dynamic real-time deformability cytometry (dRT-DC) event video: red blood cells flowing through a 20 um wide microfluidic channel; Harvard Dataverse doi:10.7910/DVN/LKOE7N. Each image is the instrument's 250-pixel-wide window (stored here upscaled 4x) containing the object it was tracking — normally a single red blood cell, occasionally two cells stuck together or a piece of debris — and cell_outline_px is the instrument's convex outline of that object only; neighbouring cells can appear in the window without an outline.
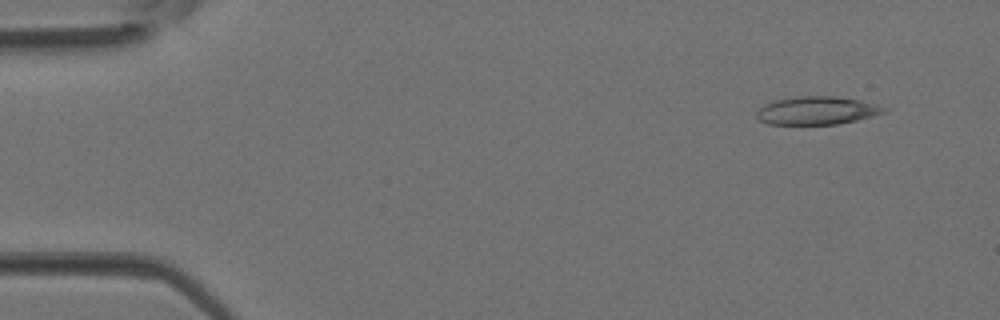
{"species": "Egyptian fruit bat (a non-hibernating species)", "species_latin": "Rousettus aegyptiacus", "temperature_condition": "room temperature", "stored_images_in_passage": 3, "camera_frame_rate_fps": 3000, "um_per_image_px": 0.085, "animal": {"sex": "female"}, "frame": {"image": 1, "passage_image": 1, "time_ms": 0.0, "image_size_px": [1000, 320], "cell_outline_px": [[888, 112], [840, 124], [768, 124], [760, 120], [756, 116], [756, 112], [764, 104], [772, 100], [796, 96], [832, 96], [860, 100], [888, 108]], "centroid_in_image_um": [69.43, 9.39], "position_along_channel_um": 15.6, "area_um2": 20.92}}